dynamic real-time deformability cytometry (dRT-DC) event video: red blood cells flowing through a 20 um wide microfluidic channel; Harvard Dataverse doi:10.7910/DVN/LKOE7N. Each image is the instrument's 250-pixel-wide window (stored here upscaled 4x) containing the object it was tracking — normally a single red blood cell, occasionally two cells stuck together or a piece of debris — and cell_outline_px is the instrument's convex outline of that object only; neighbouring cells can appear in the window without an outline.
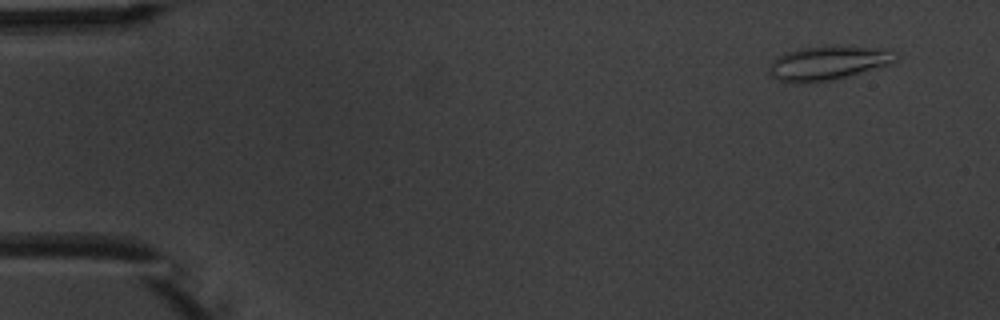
{"species": "common noctule bat (a hibernating species)", "species_latin": "Nyctalus noctula", "temperature_condition": "warm", "stored_images_in_passage": 5, "camera_frame_rate_fps": 3000, "um_per_image_px": 0.085, "animal": {"sex": "male", "body_mass_g": 20.1, "forearm_length_mm": 53.5}, "frame": {"image": 1, "passage_image": 1, "time_ms": 0.0, "image_size_px": [1000, 320], "cell_outline_px": [[900, 56], [896, 60], [888, 64], [832, 80], [808, 84], [780, 80], [772, 76], [768, 72], [768, 68], [772, 60], [788, 52], [800, 48], [892, 48]], "centroid_in_image_um": [70.38, 5.38], "position_along_channel_um": 14.6, "area_um2": 24.28}}